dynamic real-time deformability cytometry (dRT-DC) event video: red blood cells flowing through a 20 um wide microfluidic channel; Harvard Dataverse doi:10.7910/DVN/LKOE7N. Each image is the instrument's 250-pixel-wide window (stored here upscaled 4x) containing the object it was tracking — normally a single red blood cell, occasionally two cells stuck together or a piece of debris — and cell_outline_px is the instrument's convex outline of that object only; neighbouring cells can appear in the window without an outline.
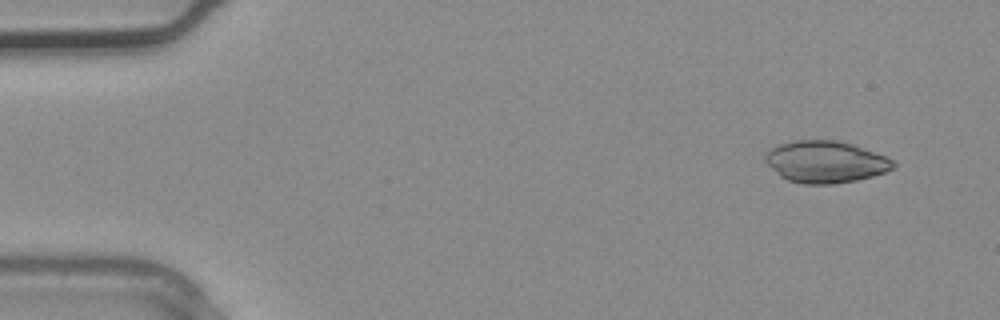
{"species": "common noctule bat (a hibernating species)", "species_latin": "Nyctalus noctula", "temperature_condition": "warm", "stored_images_in_passage": 2, "segment_of_instrument_passage": [2, 2], "camera_frame_rate_fps": 3000, "um_per_image_px": 0.085, "animal": {"sex": "male", "body_mass_g": 20.4}, "frame": {"image": 1, "passage_image": 2, "time_ms": 0.333, "image_size_px": [1000, 320], "cell_outline_px": [[896, 168], [872, 176], [856, 180], [832, 184], [804, 184], [788, 180], [780, 176], [764, 160], [764, 156], [776, 144], [792, 140], [832, 140], [852, 144], [884, 156], [892, 160], [896, 164]], "centroid_in_image_um": [70.15, 13.75], "position_along_channel_um": 14.9, "area_um2": 31.04}}